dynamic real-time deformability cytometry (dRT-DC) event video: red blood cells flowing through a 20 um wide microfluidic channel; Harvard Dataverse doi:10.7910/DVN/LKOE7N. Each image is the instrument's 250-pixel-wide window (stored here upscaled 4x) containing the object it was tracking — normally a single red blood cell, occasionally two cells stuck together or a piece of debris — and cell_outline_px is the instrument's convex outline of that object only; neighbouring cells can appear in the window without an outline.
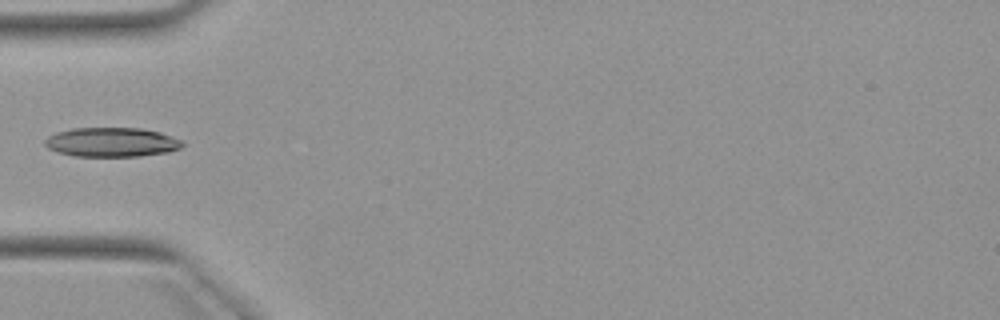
{"species": "Egyptian fruit bat (a non-hibernating species)", "species_latin": "Rousettus aegyptiacus", "temperature_condition": "warm", "stored_images_in_passage": 4, "camera_frame_rate_fps": 3000, "um_per_image_px": 0.085, "animal": {"sex": "female"}, "frame": {"image": 1, "passage_image": 3, "time_ms": 2.333, "image_size_px": [1000, 320], "cell_outline_px": [[184, 144], [180, 148], [168, 152], [140, 156], [72, 156], [48, 148], [44, 144], [44, 140], [48, 136], [56, 132], [72, 128], [140, 128], [160, 132], [172, 136], [180, 140]], "centroid_in_image_um": [9.48, 12.08], "position_along_channel_um": 75.5, "area_um2": 23.47}}
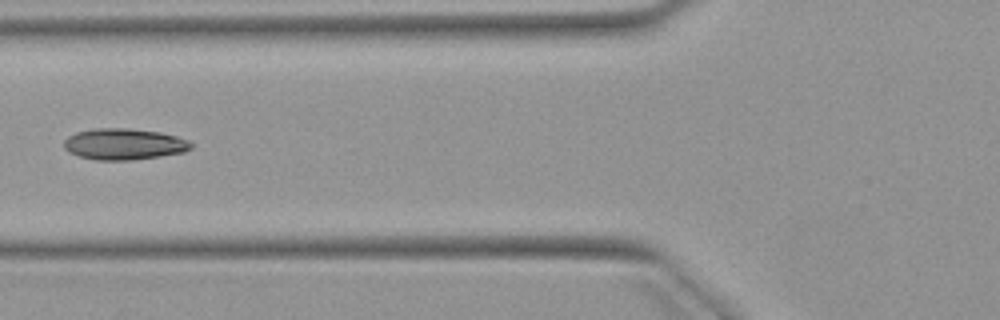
{"frame": {"image": 2, "passage_image": 4, "time_ms": 3.333, "image_size_px": [1000, 320], "cell_outline_px": [[192, 148], [184, 152], [160, 156], [132, 160], [96, 160], [80, 156], [68, 152], [64, 148], [64, 140], [68, 136], [76, 132], [92, 128], [128, 128], [160, 132], [176, 136], [188, 140], [192, 144]], "centroid_in_image_um": [10.52, 12.24], "position_along_channel_um": 115.3, "area_um2": 23.24}}